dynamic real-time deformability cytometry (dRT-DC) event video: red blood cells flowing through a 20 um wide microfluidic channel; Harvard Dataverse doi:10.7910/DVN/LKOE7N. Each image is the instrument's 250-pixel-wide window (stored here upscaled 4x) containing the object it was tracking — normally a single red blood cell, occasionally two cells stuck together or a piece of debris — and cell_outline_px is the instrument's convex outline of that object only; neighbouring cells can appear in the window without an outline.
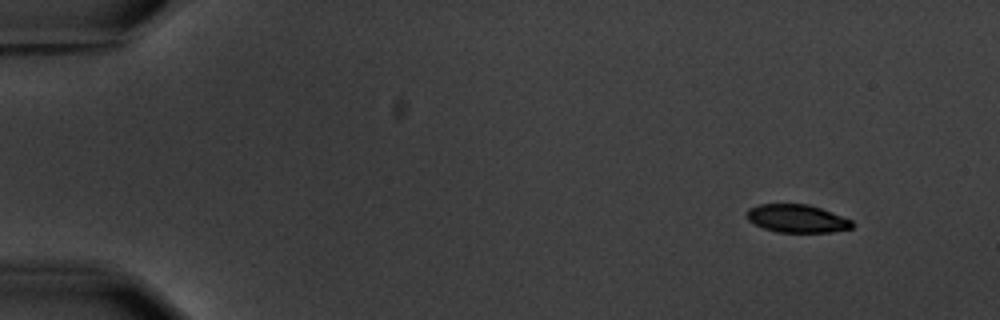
{"species": "common noctule bat (a hibernating species)", "species_latin": "Nyctalus noctula", "temperature_condition": "warm", "stored_images_in_passage": 6, "camera_frame_rate_fps": 3000, "um_per_image_px": 0.085, "animal": {"sex": "male", "body_mass_g": 20.1, "forearm_length_mm": 53.5}, "frame": {"image": 1, "passage_image": 1, "time_ms": 0.0, "image_size_px": [1000, 320], "cell_outline_px": [[852, 228], [832, 232], [776, 232], [764, 228], [748, 220], [748, 208], [760, 204], [808, 204], [820, 208], [852, 220]], "centroid_in_image_um": [67.75, 18.58], "position_along_channel_um": 17.3, "area_um2": 16.99}}
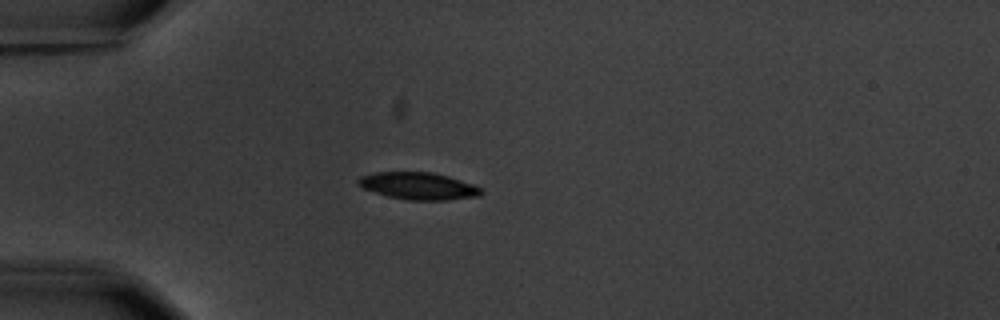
{"frame": {"image": 2, "passage_image": 4, "time_ms": 3.667, "image_size_px": [1000, 320], "cell_outline_px": [[484, 192], [480, 196], [448, 200], [408, 200], [388, 196], [364, 188], [356, 184], [356, 180], [360, 176], [376, 172], [432, 172], [448, 176], [472, 184], [480, 188]], "centroid_in_image_um": [35.56, 15.81], "position_along_channel_um": 49.4, "area_um2": 19.42}}
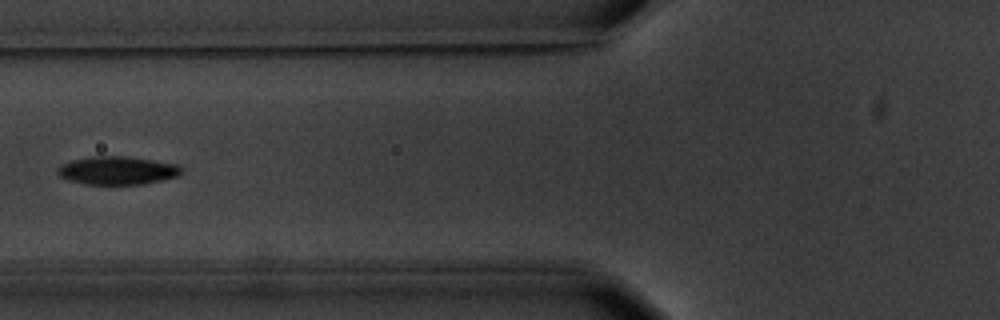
{"frame": {"image": 3, "passage_image": 6, "time_ms": 6.0, "image_size_px": [1000, 320], "cell_outline_px": [[184, 172], [180, 176], [164, 180], [144, 184], [84, 184], [68, 180], [60, 176], [56, 172], [56, 168], [60, 164], [72, 160], [92, 156], [128, 156], [180, 164], [184, 168]], "centroid_in_image_um": [10.03, 14.48], "position_along_channel_um": 115.8, "area_um2": 20.87}}